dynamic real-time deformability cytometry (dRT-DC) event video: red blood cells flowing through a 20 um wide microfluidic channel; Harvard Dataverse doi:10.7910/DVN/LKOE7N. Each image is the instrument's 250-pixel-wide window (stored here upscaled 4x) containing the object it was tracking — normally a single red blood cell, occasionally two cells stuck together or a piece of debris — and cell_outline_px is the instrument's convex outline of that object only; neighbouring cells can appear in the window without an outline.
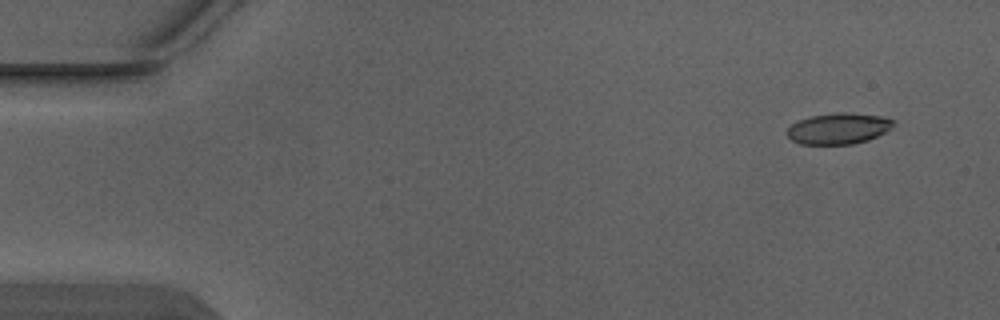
{"species": "Egyptian fruit bat (a non-hibernating species)", "species_latin": "Rousettus aegyptiacus", "temperature_condition": "warm", "stored_images_in_passage": 3, "camera_frame_rate_fps": 3000, "um_per_image_px": 0.085, "animal": {"sex": "male"}, "frame": {"image": 1, "passage_image": 1, "time_ms": 0.0, "image_size_px": [1000, 320], "cell_outline_px": [[896, 120], [892, 128], [868, 140], [852, 144], [800, 144], [792, 140], [788, 136], [788, 128], [792, 124], [800, 120], [812, 116], [840, 112], [844, 112], [880, 116]], "centroid_in_image_um": [71.3, 10.93], "position_along_channel_um": 13.7, "area_um2": 19.02}}